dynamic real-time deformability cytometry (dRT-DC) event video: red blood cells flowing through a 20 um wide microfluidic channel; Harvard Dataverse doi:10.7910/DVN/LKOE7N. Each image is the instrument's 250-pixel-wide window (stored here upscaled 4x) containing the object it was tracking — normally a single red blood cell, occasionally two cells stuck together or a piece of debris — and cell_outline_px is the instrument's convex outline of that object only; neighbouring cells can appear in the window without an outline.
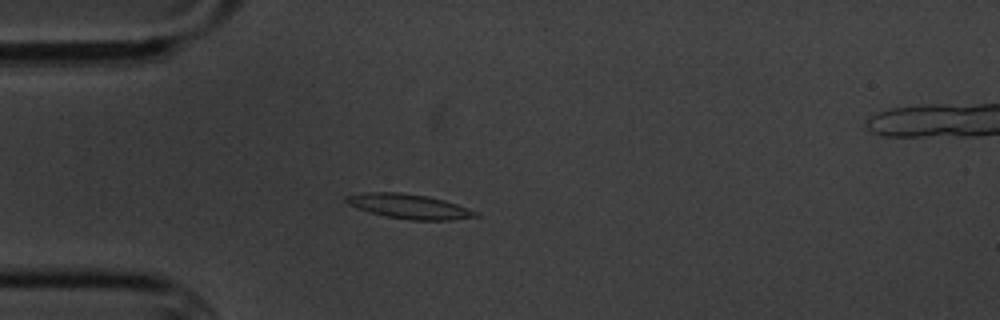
{"species": "common noctule bat (a hibernating species)", "species_latin": "Nyctalus noctula", "temperature_condition": "cold", "stored_images_in_passage": 4, "camera_frame_rate_fps": 3000, "um_per_image_px": 0.085, "animal": {"sex": "male", "body_mass_g": 20.1, "forearm_length_mm": 53.5}, "frame": {"image": 1, "passage_image": 2, "time_ms": 1.333, "image_size_px": [1000, 320], "cell_outline_px": [[480, 216], [452, 220], [412, 220], [388, 216], [372, 212], [348, 204], [344, 200], [344, 196], [368, 192], [400, 192], [428, 196], [444, 200], [480, 212]], "centroid_in_image_um": [34.83, 17.53], "position_along_channel_um": 50.2, "area_um2": 18.38}}
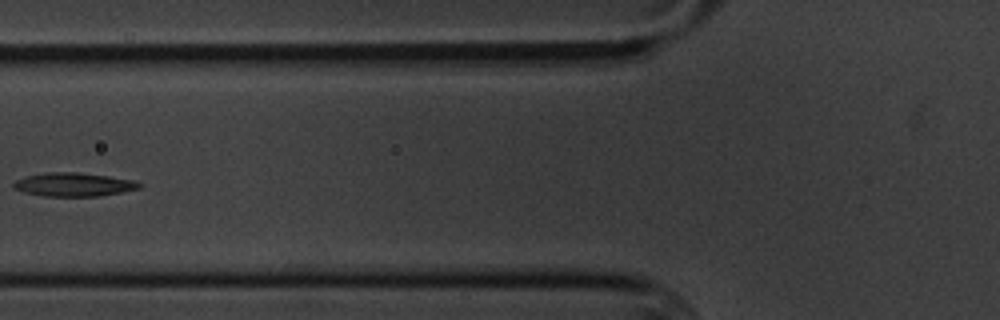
{"frame": {"image": 2, "passage_image": 4, "time_ms": 3.667, "image_size_px": [1000, 320], "cell_outline_px": [[140, 188], [100, 196], [44, 196], [24, 192], [12, 188], [12, 184], [16, 180], [24, 176], [48, 172], [76, 172], [108, 176], [136, 180], [140, 184]], "centroid_in_image_um": [6.23, 15.68], "position_along_channel_um": 119.6, "area_um2": 17.28}}